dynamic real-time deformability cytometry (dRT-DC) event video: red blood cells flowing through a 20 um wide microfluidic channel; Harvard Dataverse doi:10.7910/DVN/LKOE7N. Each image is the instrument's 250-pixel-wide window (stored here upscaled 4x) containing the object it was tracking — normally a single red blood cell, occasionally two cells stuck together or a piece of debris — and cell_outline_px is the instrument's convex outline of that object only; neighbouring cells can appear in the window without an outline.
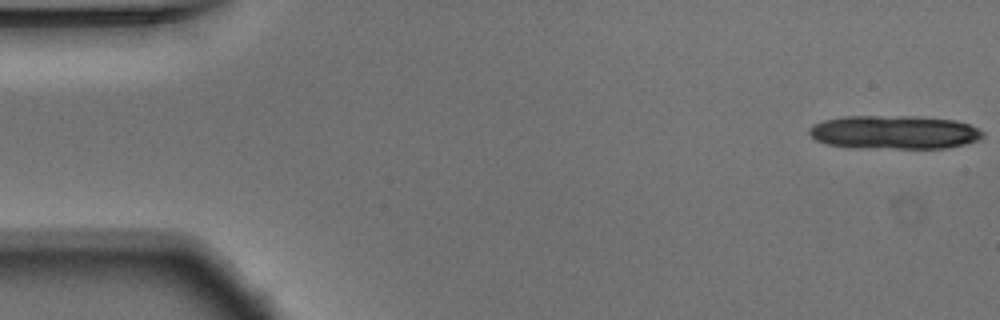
{"species": "Egyptian fruit bat (a non-hibernating species)", "species_latin": "Rousettus aegyptiacus", "temperature_condition": "warm", "stored_images_in_passage": 13, "camera_frame_rate_fps": 3000, "um_per_image_px": 0.085, "animal": {"sex": "male"}, "frame": {"image": 1, "passage_image": 1, "time_ms": 0.0, "image_size_px": [1000, 320], "cell_outline_px": [[984, 136], [980, 140], [948, 148], [856, 148], [828, 144], [816, 140], [808, 132], [808, 128], [812, 124], [824, 120], [844, 116], [912, 116], [956, 120], [968, 124], [984, 132]], "centroid_in_image_um": [76.0, 11.24], "position_along_channel_um": 9.0, "area_um2": 34.22}}